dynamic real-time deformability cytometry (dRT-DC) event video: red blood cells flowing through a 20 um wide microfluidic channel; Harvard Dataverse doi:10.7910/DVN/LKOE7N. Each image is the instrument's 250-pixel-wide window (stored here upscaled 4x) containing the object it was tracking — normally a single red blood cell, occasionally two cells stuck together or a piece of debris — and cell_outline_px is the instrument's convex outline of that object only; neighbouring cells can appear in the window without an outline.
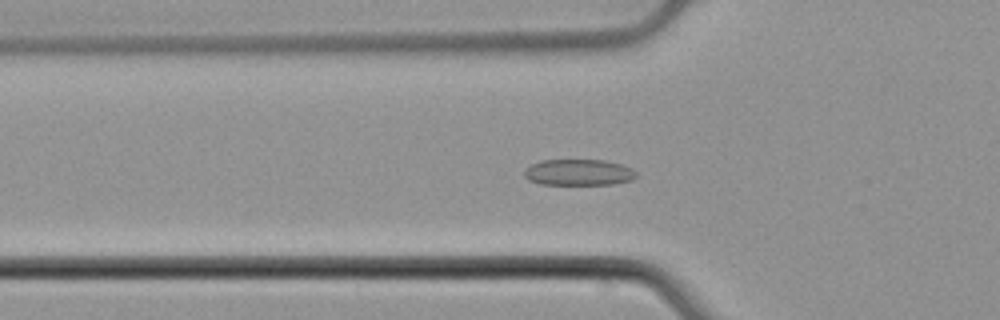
{"species": "common noctule bat (a hibernating species)", "species_latin": "Nyctalus noctula", "temperature_condition": "cold", "stored_images_in_passage": 54, "camera_frame_rate_fps": 3000, "um_per_image_px": 0.085, "animal": {"sex": "male", "body_mass_g": 21.5, "forearm_length_mm": 52.0}, "frame": {"image": 1, "passage_image": 19, "time_ms": 6.0, "image_size_px": [1000, 320], "cell_outline_px": [[636, 176], [632, 180], [612, 184], [540, 184], [528, 180], [524, 176], [524, 168], [540, 160], [604, 160], [620, 164], [632, 168], [636, 172]], "centroid_in_image_um": [49.15, 14.65], "position_along_channel_um": 76.6, "area_um2": 17.11}}
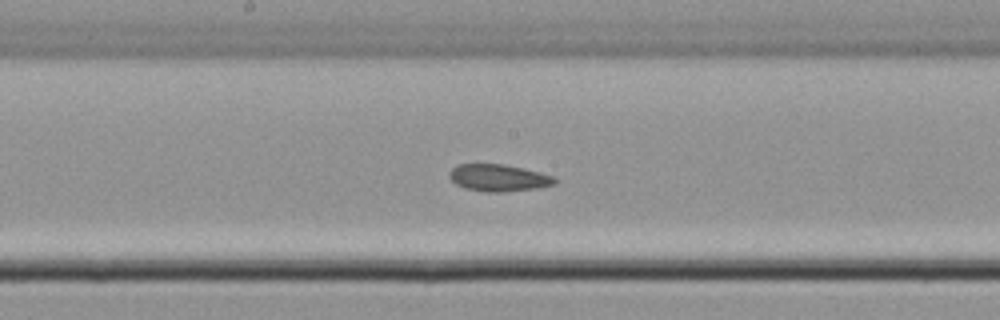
{"frame": {"image": 2, "passage_image": 29, "time_ms": 9.333, "image_size_px": [1000, 320], "cell_outline_px": [[556, 184], [540, 188], [500, 192], [484, 192], [464, 188], [456, 184], [448, 176], [448, 172], [456, 164], [504, 164], [524, 168], [540, 172], [552, 176], [556, 180]], "centroid_in_image_um": [42.36, 15.11], "position_along_channel_um": 205.8, "area_um2": 16.76}}
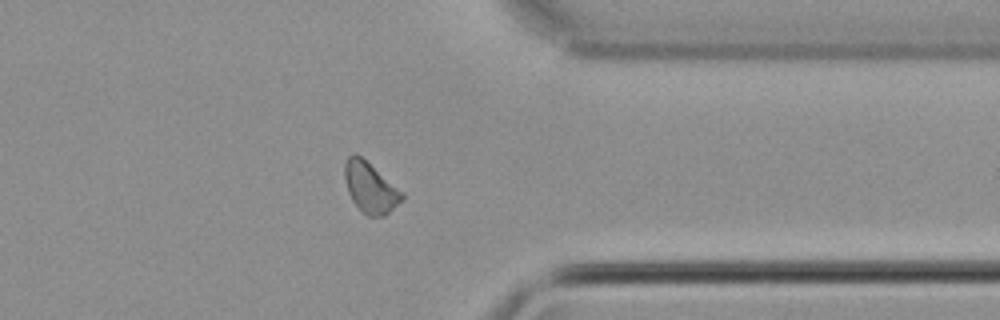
{"frame": {"image": 3, "passage_image": 43, "time_ms": 14.0, "image_size_px": [1000, 320], "cell_outline_px": [[404, 196], [384, 216], [368, 216], [352, 200], [348, 192], [344, 176], [344, 164], [348, 156], [352, 152], [356, 152], [404, 192]], "centroid_in_image_um": [31.45, 15.89], "position_along_channel_um": 380.0, "area_um2": 16.65}, "authors_computed_cell_mechanics": {"area_um2": 17.0799, "velocity_mm_per_s": 3.8919, "shape_relaxation_time_tau1_ms": null, "shape_relaxation_time_tau2_ms": 5.8288, "deformation_change_tau1": null, "deformation_change_tau2": 0.0971}}